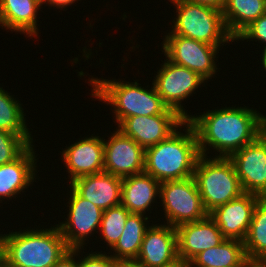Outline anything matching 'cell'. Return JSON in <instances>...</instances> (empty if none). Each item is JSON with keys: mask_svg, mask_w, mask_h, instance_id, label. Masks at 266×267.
Instances as JSON below:
<instances>
[{"mask_svg": "<svg viewBox=\"0 0 266 267\" xmlns=\"http://www.w3.org/2000/svg\"><path fill=\"white\" fill-rule=\"evenodd\" d=\"M248 267H266V259H247Z\"/></svg>", "mask_w": 266, "mask_h": 267, "instance_id": "obj_34", "label": "cell"}, {"mask_svg": "<svg viewBox=\"0 0 266 267\" xmlns=\"http://www.w3.org/2000/svg\"><path fill=\"white\" fill-rule=\"evenodd\" d=\"M82 248H77V254H81V259L79 258V267H116L117 260H115L111 255L110 252L104 253L101 252H90L88 255L80 253ZM97 252V253H96ZM108 254V255H107ZM83 257V258H82Z\"/></svg>", "mask_w": 266, "mask_h": 267, "instance_id": "obj_30", "label": "cell"}, {"mask_svg": "<svg viewBox=\"0 0 266 267\" xmlns=\"http://www.w3.org/2000/svg\"><path fill=\"white\" fill-rule=\"evenodd\" d=\"M77 248L71 249L64 257H62L53 267H79V259L77 260Z\"/></svg>", "mask_w": 266, "mask_h": 267, "instance_id": "obj_31", "label": "cell"}, {"mask_svg": "<svg viewBox=\"0 0 266 267\" xmlns=\"http://www.w3.org/2000/svg\"><path fill=\"white\" fill-rule=\"evenodd\" d=\"M10 94L0 87V129L11 134H31L26 124L25 109Z\"/></svg>", "mask_w": 266, "mask_h": 267, "instance_id": "obj_26", "label": "cell"}, {"mask_svg": "<svg viewBox=\"0 0 266 267\" xmlns=\"http://www.w3.org/2000/svg\"><path fill=\"white\" fill-rule=\"evenodd\" d=\"M91 97L112 106L114 123L117 125L130 116H153L163 114L169 107L158 95L153 83L151 89L135 82L89 77ZM92 85V86H91Z\"/></svg>", "mask_w": 266, "mask_h": 267, "instance_id": "obj_4", "label": "cell"}, {"mask_svg": "<svg viewBox=\"0 0 266 267\" xmlns=\"http://www.w3.org/2000/svg\"><path fill=\"white\" fill-rule=\"evenodd\" d=\"M184 1L210 6L221 11L223 10L226 3V0H184Z\"/></svg>", "mask_w": 266, "mask_h": 267, "instance_id": "obj_33", "label": "cell"}, {"mask_svg": "<svg viewBox=\"0 0 266 267\" xmlns=\"http://www.w3.org/2000/svg\"><path fill=\"white\" fill-rule=\"evenodd\" d=\"M83 137L63 149L62 159L68 172L69 184L77 178L104 171V138Z\"/></svg>", "mask_w": 266, "mask_h": 267, "instance_id": "obj_15", "label": "cell"}, {"mask_svg": "<svg viewBox=\"0 0 266 267\" xmlns=\"http://www.w3.org/2000/svg\"><path fill=\"white\" fill-rule=\"evenodd\" d=\"M131 213L122 205L119 204L114 207H110L103 211L102 220L98 233L104 239V243L109 246L110 249L117 243L121 237L126 220Z\"/></svg>", "mask_w": 266, "mask_h": 267, "instance_id": "obj_27", "label": "cell"}, {"mask_svg": "<svg viewBox=\"0 0 266 267\" xmlns=\"http://www.w3.org/2000/svg\"><path fill=\"white\" fill-rule=\"evenodd\" d=\"M205 81L198 73L176 65L166 58L152 83L163 102L187 120L190 115L182 102L195 94L202 84L206 86Z\"/></svg>", "mask_w": 266, "mask_h": 267, "instance_id": "obj_8", "label": "cell"}, {"mask_svg": "<svg viewBox=\"0 0 266 267\" xmlns=\"http://www.w3.org/2000/svg\"><path fill=\"white\" fill-rule=\"evenodd\" d=\"M261 54H262V56L260 55V57H261L260 61H262L261 64L263 66V69L266 72V49H263Z\"/></svg>", "mask_w": 266, "mask_h": 267, "instance_id": "obj_39", "label": "cell"}, {"mask_svg": "<svg viewBox=\"0 0 266 267\" xmlns=\"http://www.w3.org/2000/svg\"><path fill=\"white\" fill-rule=\"evenodd\" d=\"M193 177L208 214L244 193L235 166L229 158H209L201 155L197 160Z\"/></svg>", "mask_w": 266, "mask_h": 267, "instance_id": "obj_6", "label": "cell"}, {"mask_svg": "<svg viewBox=\"0 0 266 267\" xmlns=\"http://www.w3.org/2000/svg\"><path fill=\"white\" fill-rule=\"evenodd\" d=\"M262 197L243 193L211 211L208 215L215 221L226 239L244 241L248 233L253 212Z\"/></svg>", "mask_w": 266, "mask_h": 267, "instance_id": "obj_14", "label": "cell"}, {"mask_svg": "<svg viewBox=\"0 0 266 267\" xmlns=\"http://www.w3.org/2000/svg\"><path fill=\"white\" fill-rule=\"evenodd\" d=\"M243 243L248 259H266V197L257 202Z\"/></svg>", "mask_w": 266, "mask_h": 267, "instance_id": "obj_25", "label": "cell"}, {"mask_svg": "<svg viewBox=\"0 0 266 267\" xmlns=\"http://www.w3.org/2000/svg\"><path fill=\"white\" fill-rule=\"evenodd\" d=\"M149 221L150 218L144 214L131 213L128 216L121 237L117 243L109 249L113 251L111 256L115 260L130 261L137 259L145 232L150 227Z\"/></svg>", "mask_w": 266, "mask_h": 267, "instance_id": "obj_23", "label": "cell"}, {"mask_svg": "<svg viewBox=\"0 0 266 267\" xmlns=\"http://www.w3.org/2000/svg\"><path fill=\"white\" fill-rule=\"evenodd\" d=\"M176 232L178 257L187 262L226 239L209 215L204 219L177 226Z\"/></svg>", "mask_w": 266, "mask_h": 267, "instance_id": "obj_17", "label": "cell"}, {"mask_svg": "<svg viewBox=\"0 0 266 267\" xmlns=\"http://www.w3.org/2000/svg\"><path fill=\"white\" fill-rule=\"evenodd\" d=\"M243 241L225 239L221 244L200 252L189 267H243L247 262Z\"/></svg>", "mask_w": 266, "mask_h": 267, "instance_id": "obj_22", "label": "cell"}, {"mask_svg": "<svg viewBox=\"0 0 266 267\" xmlns=\"http://www.w3.org/2000/svg\"><path fill=\"white\" fill-rule=\"evenodd\" d=\"M41 6L39 0H0V26L35 38L39 34L37 15Z\"/></svg>", "mask_w": 266, "mask_h": 267, "instance_id": "obj_20", "label": "cell"}, {"mask_svg": "<svg viewBox=\"0 0 266 267\" xmlns=\"http://www.w3.org/2000/svg\"><path fill=\"white\" fill-rule=\"evenodd\" d=\"M34 145L31 144L17 159L0 166V203L2 200L16 199L33 185L37 176V160ZM37 177V178H36Z\"/></svg>", "mask_w": 266, "mask_h": 267, "instance_id": "obj_18", "label": "cell"}, {"mask_svg": "<svg viewBox=\"0 0 266 267\" xmlns=\"http://www.w3.org/2000/svg\"><path fill=\"white\" fill-rule=\"evenodd\" d=\"M200 156L195 130L186 120L179 131L177 129L165 140L145 149L144 173L160 183L193 177Z\"/></svg>", "mask_w": 266, "mask_h": 267, "instance_id": "obj_2", "label": "cell"}, {"mask_svg": "<svg viewBox=\"0 0 266 267\" xmlns=\"http://www.w3.org/2000/svg\"><path fill=\"white\" fill-rule=\"evenodd\" d=\"M160 185L158 180L146 173L122 178L121 204L130 213H151V204L156 202L157 196L160 197Z\"/></svg>", "mask_w": 266, "mask_h": 267, "instance_id": "obj_21", "label": "cell"}, {"mask_svg": "<svg viewBox=\"0 0 266 267\" xmlns=\"http://www.w3.org/2000/svg\"><path fill=\"white\" fill-rule=\"evenodd\" d=\"M229 159L235 166L244 193L266 197V138L259 135Z\"/></svg>", "mask_w": 266, "mask_h": 267, "instance_id": "obj_12", "label": "cell"}, {"mask_svg": "<svg viewBox=\"0 0 266 267\" xmlns=\"http://www.w3.org/2000/svg\"><path fill=\"white\" fill-rule=\"evenodd\" d=\"M2 267H13V266L8 265V264L4 261L3 264H2Z\"/></svg>", "mask_w": 266, "mask_h": 267, "instance_id": "obj_40", "label": "cell"}, {"mask_svg": "<svg viewBox=\"0 0 266 267\" xmlns=\"http://www.w3.org/2000/svg\"><path fill=\"white\" fill-rule=\"evenodd\" d=\"M222 14L228 33L235 38L251 22L266 14L265 0H226Z\"/></svg>", "mask_w": 266, "mask_h": 267, "instance_id": "obj_24", "label": "cell"}, {"mask_svg": "<svg viewBox=\"0 0 266 267\" xmlns=\"http://www.w3.org/2000/svg\"><path fill=\"white\" fill-rule=\"evenodd\" d=\"M178 257L176 228L151 224L146 230L137 261L142 267H162Z\"/></svg>", "mask_w": 266, "mask_h": 267, "instance_id": "obj_16", "label": "cell"}, {"mask_svg": "<svg viewBox=\"0 0 266 267\" xmlns=\"http://www.w3.org/2000/svg\"><path fill=\"white\" fill-rule=\"evenodd\" d=\"M162 42V53L169 61L198 73L206 82L218 72L215 61L220 47L181 35H165Z\"/></svg>", "mask_w": 266, "mask_h": 267, "instance_id": "obj_9", "label": "cell"}, {"mask_svg": "<svg viewBox=\"0 0 266 267\" xmlns=\"http://www.w3.org/2000/svg\"><path fill=\"white\" fill-rule=\"evenodd\" d=\"M253 39L255 42L262 43L261 45L264 44L263 48L266 49V14L251 22L234 38V41L247 40L250 42L254 41Z\"/></svg>", "mask_w": 266, "mask_h": 267, "instance_id": "obj_29", "label": "cell"}, {"mask_svg": "<svg viewBox=\"0 0 266 267\" xmlns=\"http://www.w3.org/2000/svg\"><path fill=\"white\" fill-rule=\"evenodd\" d=\"M69 188L67 218L65 217V221L56 225L70 249L82 248L84 250L89 236L98 234L103 210L81 197L71 186Z\"/></svg>", "mask_w": 266, "mask_h": 267, "instance_id": "obj_10", "label": "cell"}, {"mask_svg": "<svg viewBox=\"0 0 266 267\" xmlns=\"http://www.w3.org/2000/svg\"><path fill=\"white\" fill-rule=\"evenodd\" d=\"M77 1L80 0H43L41 3L42 5L46 4L45 6H52L55 7V9H60L63 10V8H67L68 6H71L73 3H75Z\"/></svg>", "mask_w": 266, "mask_h": 267, "instance_id": "obj_32", "label": "cell"}, {"mask_svg": "<svg viewBox=\"0 0 266 267\" xmlns=\"http://www.w3.org/2000/svg\"><path fill=\"white\" fill-rule=\"evenodd\" d=\"M162 267H189V262H187L181 258H177L172 263H169V264L164 265Z\"/></svg>", "mask_w": 266, "mask_h": 267, "instance_id": "obj_35", "label": "cell"}, {"mask_svg": "<svg viewBox=\"0 0 266 267\" xmlns=\"http://www.w3.org/2000/svg\"><path fill=\"white\" fill-rule=\"evenodd\" d=\"M4 262V248H3V241L0 234V267H2V264Z\"/></svg>", "mask_w": 266, "mask_h": 267, "instance_id": "obj_38", "label": "cell"}, {"mask_svg": "<svg viewBox=\"0 0 266 267\" xmlns=\"http://www.w3.org/2000/svg\"><path fill=\"white\" fill-rule=\"evenodd\" d=\"M4 261L13 267H53L71 249L55 224L1 234Z\"/></svg>", "mask_w": 266, "mask_h": 267, "instance_id": "obj_3", "label": "cell"}, {"mask_svg": "<svg viewBox=\"0 0 266 267\" xmlns=\"http://www.w3.org/2000/svg\"><path fill=\"white\" fill-rule=\"evenodd\" d=\"M67 185L103 211L121 204L122 178L110 173L86 175Z\"/></svg>", "mask_w": 266, "mask_h": 267, "instance_id": "obj_19", "label": "cell"}, {"mask_svg": "<svg viewBox=\"0 0 266 267\" xmlns=\"http://www.w3.org/2000/svg\"><path fill=\"white\" fill-rule=\"evenodd\" d=\"M261 116L262 113L253 107L229 106L201 115L190 114L187 121L195 130L202 156H208L212 148L213 152L219 153L215 152L214 157L229 158L262 134Z\"/></svg>", "mask_w": 266, "mask_h": 267, "instance_id": "obj_1", "label": "cell"}, {"mask_svg": "<svg viewBox=\"0 0 266 267\" xmlns=\"http://www.w3.org/2000/svg\"><path fill=\"white\" fill-rule=\"evenodd\" d=\"M33 142L32 134H11L0 129V166L17 159Z\"/></svg>", "mask_w": 266, "mask_h": 267, "instance_id": "obj_28", "label": "cell"}, {"mask_svg": "<svg viewBox=\"0 0 266 267\" xmlns=\"http://www.w3.org/2000/svg\"><path fill=\"white\" fill-rule=\"evenodd\" d=\"M177 13L167 35H181L209 45L221 47L235 42L228 33L221 10L184 0H168Z\"/></svg>", "mask_w": 266, "mask_h": 267, "instance_id": "obj_5", "label": "cell"}, {"mask_svg": "<svg viewBox=\"0 0 266 267\" xmlns=\"http://www.w3.org/2000/svg\"><path fill=\"white\" fill-rule=\"evenodd\" d=\"M185 121L177 111L168 108L163 114L125 118L117 125V129L145 150L168 138Z\"/></svg>", "mask_w": 266, "mask_h": 267, "instance_id": "obj_11", "label": "cell"}, {"mask_svg": "<svg viewBox=\"0 0 266 267\" xmlns=\"http://www.w3.org/2000/svg\"><path fill=\"white\" fill-rule=\"evenodd\" d=\"M158 199H161L163 206L166 219L164 224L175 228L184 223L204 219L208 215L194 177L162 182Z\"/></svg>", "mask_w": 266, "mask_h": 267, "instance_id": "obj_7", "label": "cell"}, {"mask_svg": "<svg viewBox=\"0 0 266 267\" xmlns=\"http://www.w3.org/2000/svg\"><path fill=\"white\" fill-rule=\"evenodd\" d=\"M261 131L262 135L266 138V115L261 116Z\"/></svg>", "mask_w": 266, "mask_h": 267, "instance_id": "obj_37", "label": "cell"}, {"mask_svg": "<svg viewBox=\"0 0 266 267\" xmlns=\"http://www.w3.org/2000/svg\"><path fill=\"white\" fill-rule=\"evenodd\" d=\"M116 267H142L137 261H117Z\"/></svg>", "mask_w": 266, "mask_h": 267, "instance_id": "obj_36", "label": "cell"}, {"mask_svg": "<svg viewBox=\"0 0 266 267\" xmlns=\"http://www.w3.org/2000/svg\"><path fill=\"white\" fill-rule=\"evenodd\" d=\"M115 130L104 139V172L121 178L144 173L145 150L117 127Z\"/></svg>", "mask_w": 266, "mask_h": 267, "instance_id": "obj_13", "label": "cell"}]
</instances>
